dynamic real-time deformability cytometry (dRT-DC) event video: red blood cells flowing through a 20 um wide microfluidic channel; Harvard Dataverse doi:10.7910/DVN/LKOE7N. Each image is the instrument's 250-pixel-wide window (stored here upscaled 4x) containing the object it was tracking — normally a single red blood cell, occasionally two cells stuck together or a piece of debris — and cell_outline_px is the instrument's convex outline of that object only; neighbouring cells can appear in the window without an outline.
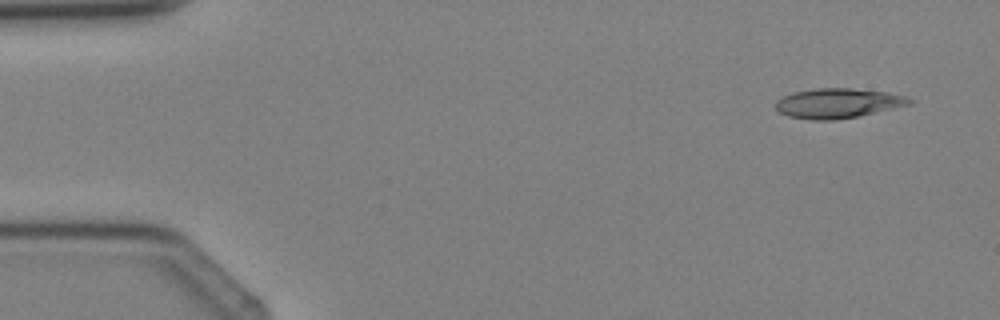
{"species": "Egyptian fruit bat (a non-hibernating species)", "species_latin": "Rousettus aegyptiacus", "temperature_condition": "cold", "stored_images_in_passage": 4, "camera_frame_rate_fps": 3000, "um_per_image_px": 0.085, "animal": {"sex": "female"}, "frame": {"image": 1, "passage_image": 1, "time_ms": 0.0, "image_size_px": [1000, 320], "cell_outline_px": [[916, 100], [912, 104], [860, 116], [836, 120], [812, 120], [788, 116], [780, 112], [776, 108], [776, 100], [792, 92], [816, 88], [852, 88], [888, 92], [908, 96]], "centroid_in_image_um": [71.28, 8.77], "position_along_channel_um": 13.7, "area_um2": 23.52}}